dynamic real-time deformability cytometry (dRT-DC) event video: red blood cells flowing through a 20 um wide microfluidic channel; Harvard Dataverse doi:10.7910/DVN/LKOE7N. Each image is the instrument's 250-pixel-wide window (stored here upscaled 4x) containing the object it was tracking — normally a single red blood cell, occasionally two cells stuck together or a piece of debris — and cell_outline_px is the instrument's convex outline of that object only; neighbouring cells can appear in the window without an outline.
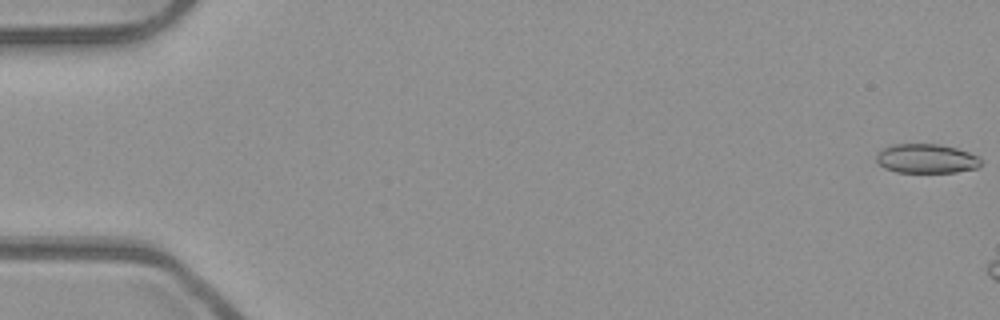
{"species": "common noctule bat (a hibernating species)", "species_latin": "Nyctalus noctula", "temperature_condition": "room temperature", "stored_images_in_passage": 7, "camera_frame_rate_fps": 3000, "um_per_image_px": 0.085, "animal": {"sex": "male", "body_mass_g": 23.1, "forearm_length_mm": 52.7}, "frame": {"image": 1, "passage_image": 1, "time_ms": 0.0, "image_size_px": [1000, 320], "cell_outline_px": [[984, 160], [980, 168], [956, 172], [896, 172], [884, 168], [876, 160], [876, 152], [892, 144], [940, 144], [956, 148], [980, 156]], "centroid_in_image_um": [78.79, 13.48], "position_along_channel_um": 6.2, "area_um2": 18.15}}